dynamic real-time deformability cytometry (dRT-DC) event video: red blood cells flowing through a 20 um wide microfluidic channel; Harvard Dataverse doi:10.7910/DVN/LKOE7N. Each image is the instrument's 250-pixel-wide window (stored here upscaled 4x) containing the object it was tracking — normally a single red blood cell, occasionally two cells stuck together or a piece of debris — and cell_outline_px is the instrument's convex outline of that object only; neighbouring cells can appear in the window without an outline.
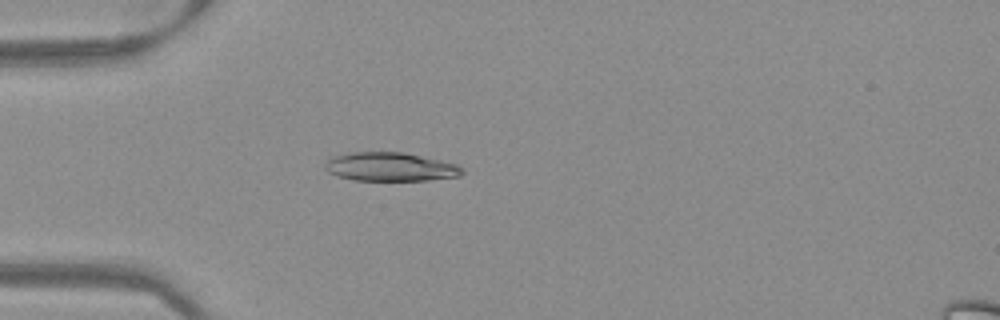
{"species": "Egyptian fruit bat (a non-hibernating species)", "species_latin": "Rousettus aegyptiacus", "temperature_condition": "warm", "stored_images_in_passage": 44, "camera_frame_rate_fps": 3000, "um_per_image_px": 0.085, "frame": {"image": 1, "passage_image": 8, "time_ms": 2.333, "image_size_px": [1000, 320], "cell_outline_px": [[464, 172], [460, 176], [428, 180], [356, 180], [336, 176], [328, 172], [324, 168], [324, 164], [328, 160], [336, 156], [352, 152], [404, 152], [440, 160], [456, 164], [464, 168]], "centroid_in_image_um": [33.19, 14.18], "position_along_channel_um": 51.8, "area_um2": 22.89}}
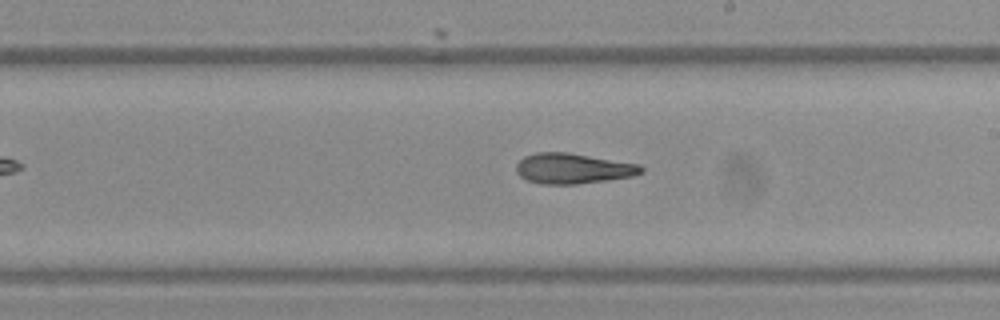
{"frame": {"image": 2, "passage_image": 23, "time_ms": 7.333, "image_size_px": [1000, 320], "cell_outline_px": [[644, 172], [632, 176], [608, 180], [576, 184], [540, 184], [528, 180], [520, 176], [516, 172], [516, 164], [524, 156], [536, 152], [568, 152], [640, 164], [644, 168]], "centroid_in_image_um": [48.7, 14.32], "position_along_channel_um": 240.3, "area_um2": 22.25}}
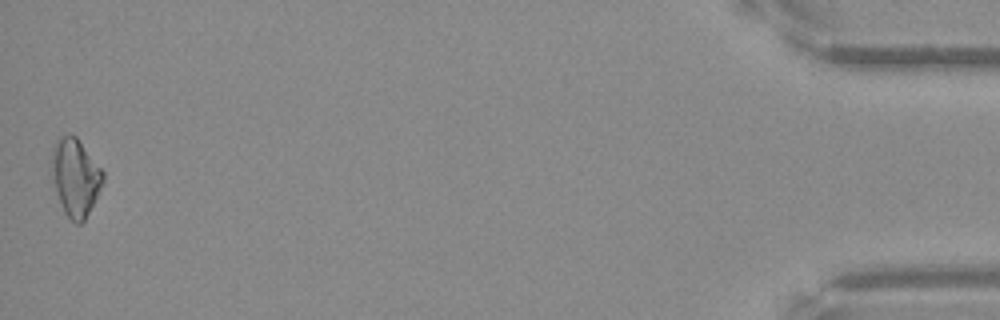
{"frame": {"image": 3, "passage_image": 44, "time_ms": 14.333, "image_size_px": [1000, 320], "cell_outline_px": [[104, 180], [84, 220], [80, 224], [76, 224], [64, 212], [48, 164], [52, 148], [56, 140], [60, 136], [76, 136], [104, 172]], "centroid_in_image_um": [6.37, 15.02], "position_along_channel_um": 428.8, "area_um2": 22.89}}